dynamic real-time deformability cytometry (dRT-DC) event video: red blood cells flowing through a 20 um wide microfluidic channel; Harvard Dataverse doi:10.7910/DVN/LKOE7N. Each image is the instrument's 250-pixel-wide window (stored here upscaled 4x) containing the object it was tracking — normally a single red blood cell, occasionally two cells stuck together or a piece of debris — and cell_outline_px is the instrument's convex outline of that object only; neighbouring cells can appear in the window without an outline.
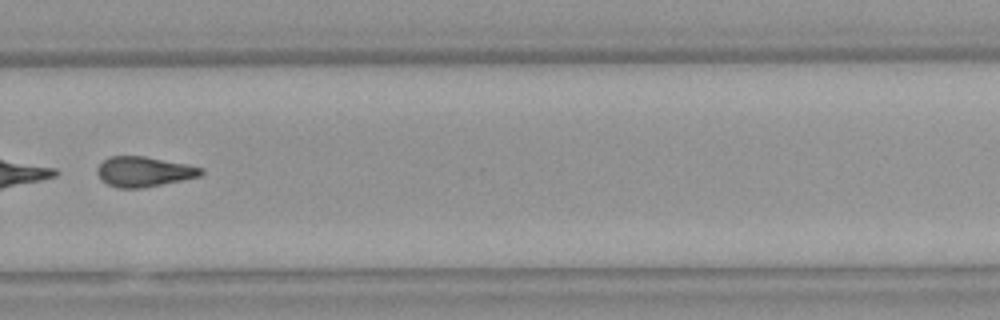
{"species": "Egyptian fruit bat (a non-hibernating species)", "species_latin": "Rousettus aegyptiacus", "temperature_condition": "warm", "stored_images_in_passage": 29, "camera_frame_rate_fps": 3000, "um_per_image_px": 0.085, "animal": {"sex": "female"}, "frame": {"image": 1, "passage_image": 21, "time_ms": 6.667, "image_size_px": [1000, 320], "cell_outline_px": [[204, 172], [200, 176], [144, 188], [116, 188], [100, 180], [96, 172], [96, 168], [108, 156], [144, 156], [188, 164], [204, 168]], "centroid_in_image_um": [12.21, 14.59], "position_along_channel_um": 317.6, "area_um2": 18.38}, "authors_computed_cell_mechanics": {"area_um2": 19.0162, "velocity_mm_per_s": 4.0111, "shape_relaxation_time_tau1_ms": 1.0149, "shape_relaxation_time_tau2_ms": 4.3465, "deformation_change_tau1": 0.2917, "deformation_change_tau2": 0.1334}}